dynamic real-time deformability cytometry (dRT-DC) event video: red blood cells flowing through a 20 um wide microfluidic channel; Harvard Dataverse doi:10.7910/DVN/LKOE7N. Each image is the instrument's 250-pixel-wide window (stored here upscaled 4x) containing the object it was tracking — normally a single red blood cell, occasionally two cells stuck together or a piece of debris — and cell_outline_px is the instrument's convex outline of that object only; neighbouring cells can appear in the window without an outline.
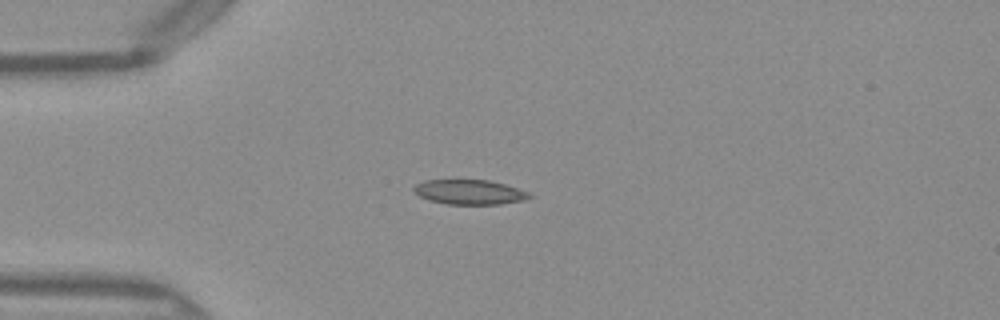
{"species": "Egyptian fruit bat (a non-hibernating species)", "species_latin": "Rousettus aegyptiacus", "temperature_condition": "warm", "stored_images_in_passage": 21, "camera_frame_rate_fps": 3000, "um_per_image_px": 0.085, "frame": {"image": 1, "passage_image": 1, "time_ms": 0.0, "image_size_px": [1000, 320], "cell_outline_px": [[532, 196], [524, 200], [500, 204], [448, 204], [428, 200], [412, 192], [412, 188], [416, 184], [424, 180], [488, 180], [504, 184], [528, 192]], "centroid_in_image_um": [39.85, 16.32], "position_along_channel_um": 45.1, "area_um2": 16.59}}
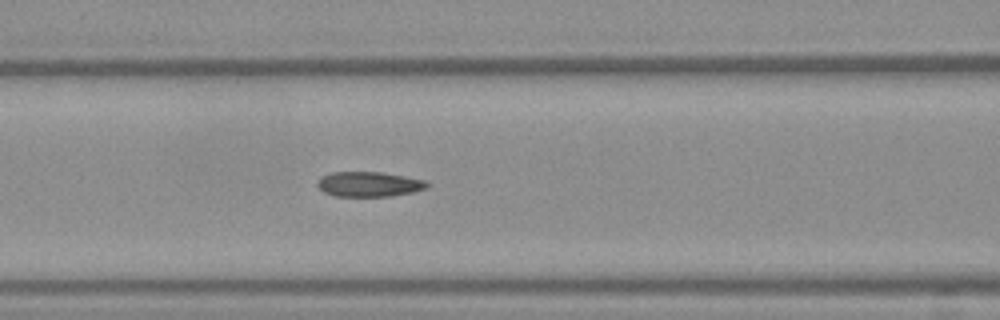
{"frame": {"image": 2, "passage_image": 9, "time_ms": 2.667, "image_size_px": [1000, 320], "cell_outline_px": [[432, 184], [428, 188], [412, 192], [392, 196], [332, 196], [324, 192], [316, 184], [316, 180], [320, 176], [332, 172], [380, 172], [404, 176], [424, 180]], "centroid_in_image_um": [31.35, 15.65], "position_along_channel_um": 135.2, "area_um2": 16.13}}
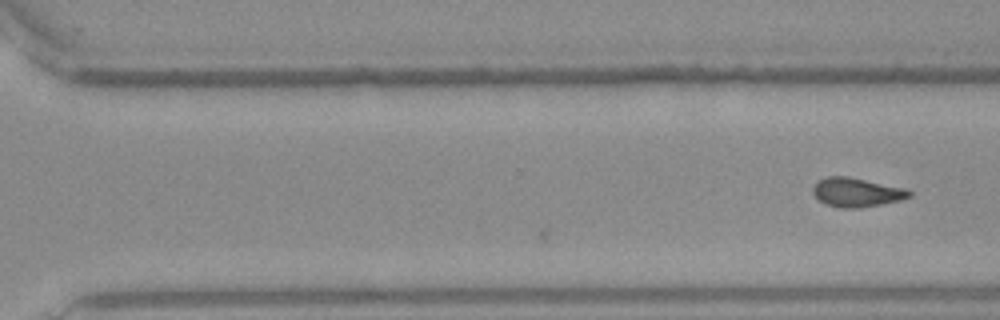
{"frame": {"image": 3, "passage_image": 21, "time_ms": 6.667, "image_size_px": [1000, 320], "cell_outline_px": [[912, 196], [900, 200], [860, 208], [840, 208], [824, 204], [812, 192], [812, 184], [816, 180], [828, 176], [848, 176], [908, 188], [912, 192]], "centroid_in_image_um": [72.8, 16.33], "position_along_channel_um": 297.8, "area_um2": 16.65}}